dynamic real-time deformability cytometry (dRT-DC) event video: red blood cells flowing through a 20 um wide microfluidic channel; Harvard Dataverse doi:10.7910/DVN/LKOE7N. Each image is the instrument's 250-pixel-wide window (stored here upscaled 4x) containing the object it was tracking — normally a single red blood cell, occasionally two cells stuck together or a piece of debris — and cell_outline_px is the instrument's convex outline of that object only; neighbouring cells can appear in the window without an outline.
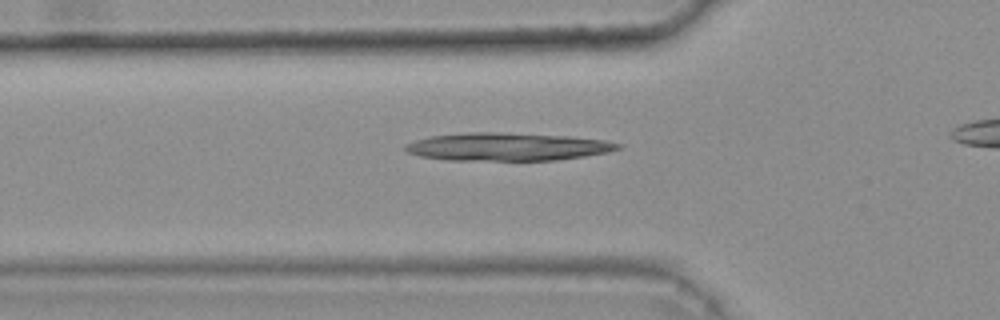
{"species": "common noctule bat (a hibernating species)", "species_latin": "Nyctalus noctula", "temperature_condition": "warm", "stored_images_in_passage": 38, "camera_frame_rate_fps": 3000, "um_per_image_px": 0.085, "animal": {"sex": "female", "body_mass_g": 25.1}, "frame": {"image": 1, "passage_image": 12, "time_ms": 3.667, "image_size_px": [1000, 320], "cell_outline_px": [[624, 144], [620, 148], [608, 152], [584, 156], [556, 160], [448, 160], [420, 156], [408, 152], [404, 148], [404, 144], [428, 136], [468, 132], [496, 132], [568, 136], [604, 140]], "centroid_in_image_um": [43.11, 12.47], "position_along_channel_um": 82.7, "area_um2": 34.56}}
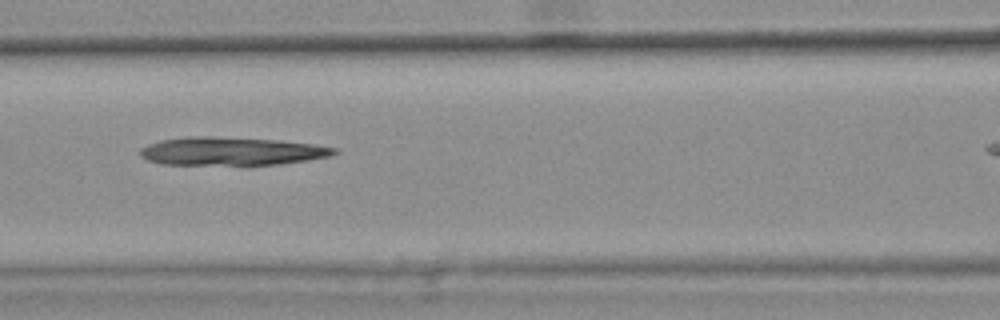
{"frame": {"image": 2, "passage_image": 17, "time_ms": 5.333, "image_size_px": [1000, 320], "cell_outline_px": [[340, 152], [328, 156], [308, 160], [248, 168], [164, 164], [148, 160], [140, 156], [140, 148], [148, 144], [160, 140], [188, 136], [216, 136], [284, 140], [316, 144], [336, 148]], "centroid_in_image_um": [19.69, 12.89], "position_along_channel_um": 146.9, "area_um2": 33.64}}